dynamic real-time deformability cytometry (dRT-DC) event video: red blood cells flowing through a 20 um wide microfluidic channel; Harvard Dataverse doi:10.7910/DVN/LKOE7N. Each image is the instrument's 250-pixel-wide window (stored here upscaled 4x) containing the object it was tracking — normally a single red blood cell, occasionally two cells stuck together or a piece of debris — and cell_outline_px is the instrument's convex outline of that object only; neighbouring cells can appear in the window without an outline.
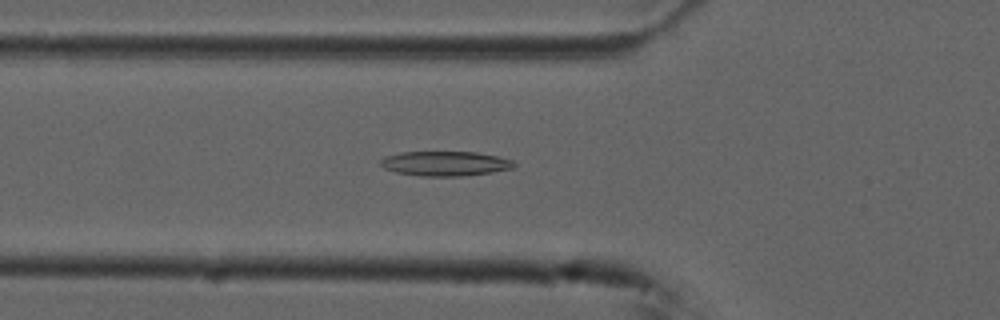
{"species": "common noctule bat (a hibernating species)", "species_latin": "Nyctalus noctula", "temperature_condition": "cold", "stored_images_in_passage": 54, "camera_frame_rate_fps": 3000, "um_per_image_px": 0.085, "animal": {"sex": "male", "forearm_length_mm": 52.5}, "frame": {"image": 1, "passage_image": 19, "time_ms": 6.0, "image_size_px": [1000, 320], "cell_outline_px": [[516, 168], [492, 172], [460, 176], [420, 176], [396, 172], [384, 168], [380, 164], [380, 160], [384, 156], [400, 152], [476, 152], [496, 156], [512, 160], [516, 164]], "centroid_in_image_um": [37.83, 13.9], "position_along_channel_um": 88.0, "area_um2": 19.25}}
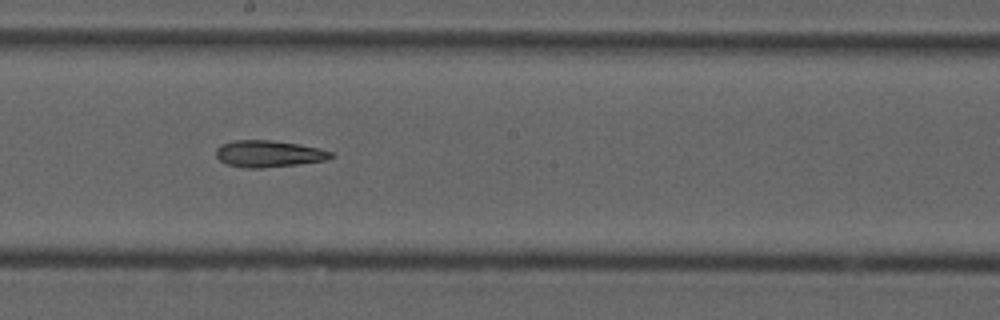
{"frame": {"image": 2, "passage_image": 30, "time_ms": 9.667, "image_size_px": [1000, 320], "cell_outline_px": [[336, 156], [328, 160], [296, 164], [260, 168], [244, 168], [228, 164], [220, 160], [216, 156], [216, 148], [220, 144], [236, 140], [272, 140], [300, 144], [320, 148], [332, 152]], "centroid_in_image_um": [22.86, 13.06], "position_along_channel_um": 225.3, "area_um2": 17.98}}
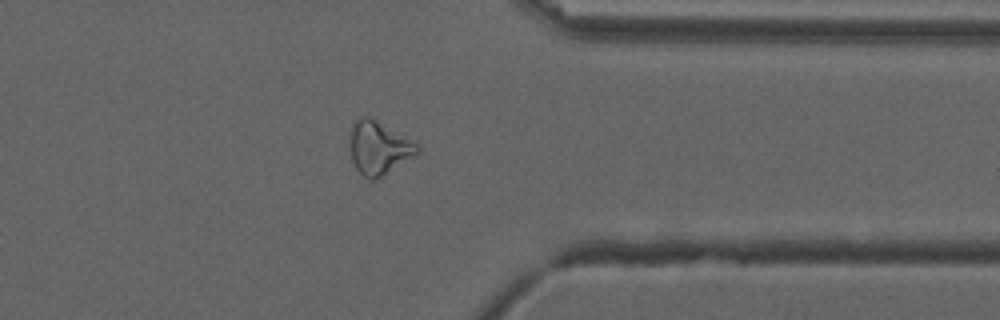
{"frame": {"image": 3, "passage_image": 43, "time_ms": 14.0, "image_size_px": [1000, 320], "cell_outline_px": [[420, 152], [380, 176], [372, 180], [368, 180], [356, 168], [352, 160], [348, 148], [352, 124], [360, 116], [368, 116], [416, 144], [420, 148]], "centroid_in_image_um": [32.12, 12.56], "position_along_channel_um": 379.3, "area_um2": 20.29}}